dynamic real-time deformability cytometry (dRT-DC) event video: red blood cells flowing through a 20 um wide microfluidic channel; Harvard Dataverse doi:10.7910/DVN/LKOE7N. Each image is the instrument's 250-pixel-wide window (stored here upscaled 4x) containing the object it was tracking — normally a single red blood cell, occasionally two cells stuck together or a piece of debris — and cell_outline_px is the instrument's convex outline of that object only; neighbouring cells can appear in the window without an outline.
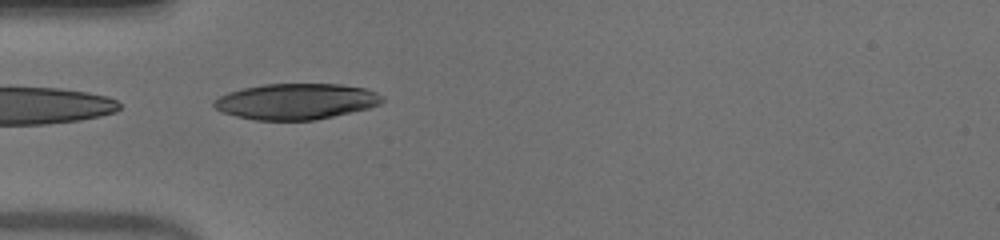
{"species": "human", "species_latin": "Homo sapiens", "temperature_condition": "warm", "stored_images_in_passage": 34, "camera_frame_rate_fps": 3000, "um_per_image_px": 0.085, "donor": {"sex": "male"}, "frame": {"image": 1, "passage_image": 2, "time_ms": 0.333, "image_size_px": [1000, 240], "cell_outline_px": [[384, 100], [380, 104], [368, 108], [316, 120], [256, 120], [236, 116], [220, 112], [212, 104], [212, 100], [228, 92], [244, 88], [264, 84], [340, 84], [364, 88], [376, 92], [384, 96]], "centroid_in_image_um": [25.16, 8.62], "position_along_channel_um": 59.8, "area_um2": 35.26}}
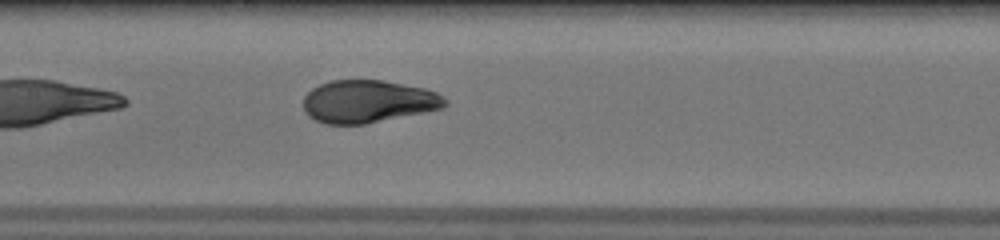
{"frame": {"image": 2, "passage_image": 11, "time_ms": 3.333, "image_size_px": [1000, 240], "cell_outline_px": [[448, 104], [444, 108], [364, 124], [328, 124], [316, 120], [308, 116], [304, 112], [304, 96], [312, 88], [320, 84], [332, 80], [380, 80], [424, 88], [436, 92], [444, 96], [448, 100]], "centroid_in_image_um": [31.29, 8.62], "position_along_channel_um": 176.1, "area_um2": 35.14}}
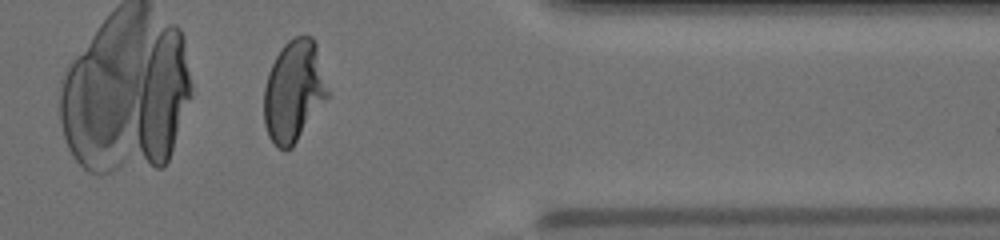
{"frame": {"image": 3, "passage_image": 28, "time_ms": 9.0, "image_size_px": [1000, 240], "cell_outline_px": [[328, 96], [292, 148], [284, 152], [268, 136], [264, 124], [264, 88], [268, 72], [280, 48], [288, 40], [296, 36], [312, 36], [316, 40], [328, 92]], "centroid_in_image_um": [24.96, 7.73], "position_along_channel_um": 386.4, "area_um2": 37.57}, "authors_computed_cell_mechanics": {"area_um2": 36.2406, "velocity_mm_per_s": 3.9738, "shape_relaxation_time_tau1_ms": 4.4363, "shape_relaxation_time_tau2_ms": null, "deformation_change_tau1": 0.2304, "deformation_change_tau2": null}}